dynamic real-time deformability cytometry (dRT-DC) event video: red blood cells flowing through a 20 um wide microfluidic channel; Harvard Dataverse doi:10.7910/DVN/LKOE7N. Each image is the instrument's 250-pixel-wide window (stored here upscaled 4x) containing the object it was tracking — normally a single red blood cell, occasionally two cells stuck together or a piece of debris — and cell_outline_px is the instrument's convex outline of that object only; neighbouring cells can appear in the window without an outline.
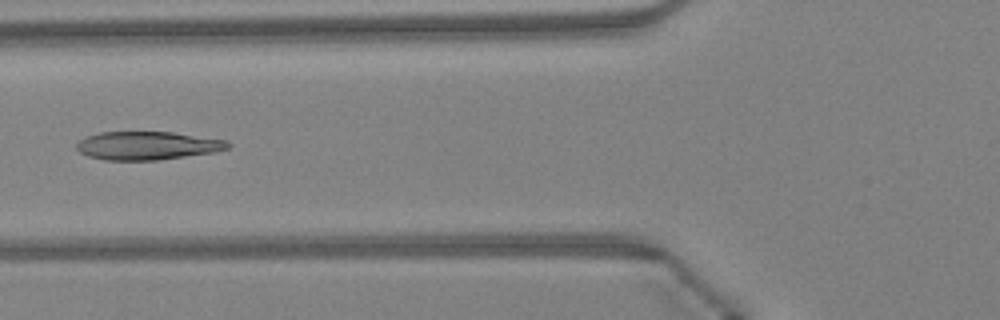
{"species": "Egyptian fruit bat (a non-hibernating species)", "species_latin": "Rousettus aegyptiacus", "temperature_condition": "warm", "stored_images_in_passage": 45, "camera_frame_rate_fps": 3000, "um_per_image_px": 0.085, "animal": {"sex": "female"}, "frame": {"image": 1, "passage_image": 17, "time_ms": 5.333, "image_size_px": [1000, 320], "cell_outline_px": [[232, 144], [228, 148], [212, 152], [156, 160], [104, 160], [88, 156], [80, 152], [76, 148], [76, 144], [84, 136], [100, 132], [172, 132], [224, 140]], "centroid_in_image_um": [12.46, 12.37], "position_along_channel_um": 113.3, "area_um2": 24.74}}
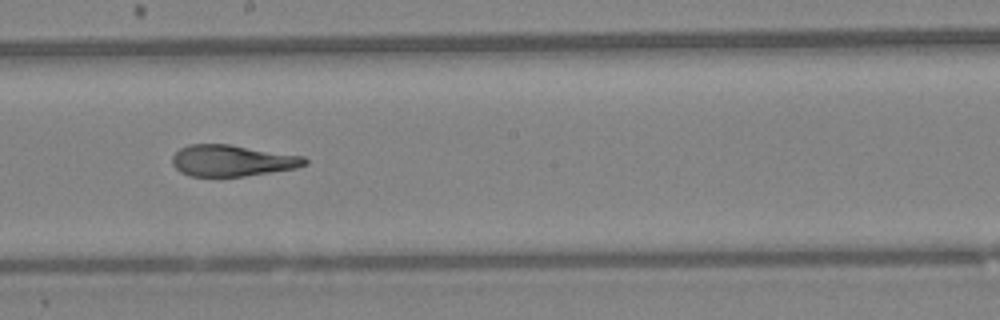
{"frame": {"image": 2, "passage_image": 25, "time_ms": 8.0, "image_size_px": [1000, 320], "cell_outline_px": [[308, 164], [296, 168], [244, 176], [192, 176], [180, 172], [172, 164], [172, 156], [180, 148], [188, 144], [232, 144], [304, 156], [308, 160]], "centroid_in_image_um": [19.74, 13.64], "position_along_channel_um": 228.5, "area_um2": 24.33}}
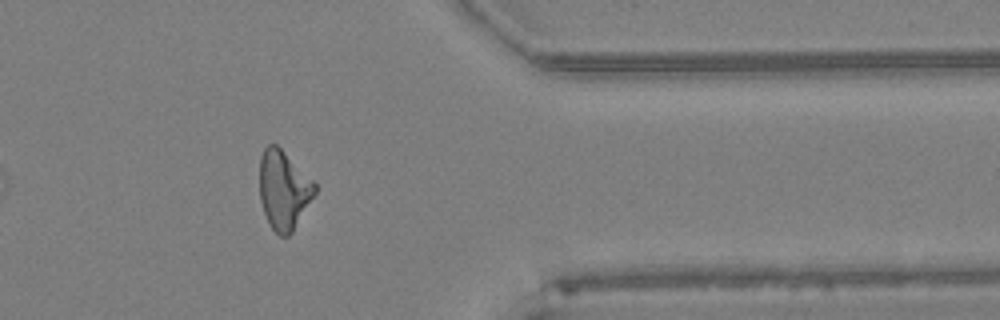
{"frame": {"image": 3, "passage_image": 37, "time_ms": 12.0, "image_size_px": [1000, 320], "cell_outline_px": [[316, 192], [292, 232], [288, 236], [280, 236], [272, 228], [264, 212], [260, 200], [260, 156], [264, 148], [268, 144], [276, 144], [316, 184]], "centroid_in_image_um": [24.09, 16.14], "position_along_channel_um": 387.3, "area_um2": 24.91}, "authors_computed_cell_mechanics": {"area_um2": 25.7788, "velocity_mm_per_s": 4.3461, "shape_relaxation_time_tau1_ms": 6.8747, "shape_relaxation_time_tau2_ms": 1.999, "deformation_change_tau1": 0.2147, "deformation_change_tau2": 0.091}}